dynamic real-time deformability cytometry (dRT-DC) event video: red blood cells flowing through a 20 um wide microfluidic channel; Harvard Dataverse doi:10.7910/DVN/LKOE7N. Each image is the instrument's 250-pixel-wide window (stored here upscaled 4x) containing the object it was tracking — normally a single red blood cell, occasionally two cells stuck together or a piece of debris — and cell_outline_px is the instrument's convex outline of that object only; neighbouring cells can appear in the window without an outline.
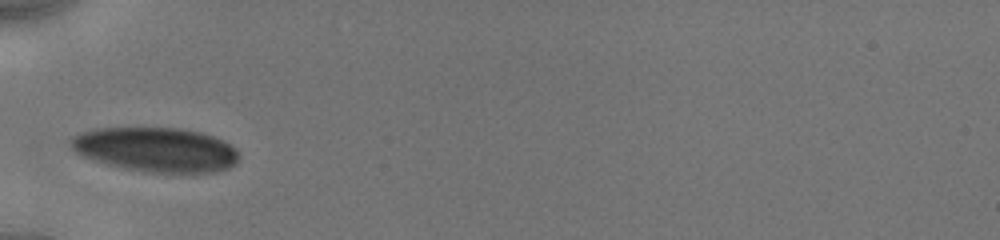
{"species": "human", "species_latin": "Homo sapiens", "temperature_condition": "cold", "stored_images_in_passage": 1, "camera_frame_rate_fps": 3000, "um_per_image_px": 0.085, "donor": {"sex": "male"}, "frame": {"image": 1, "passage_image": 1, "time_ms": 0.0, "image_size_px": [1000, 240], "cell_outline_px": [[240, 156], [228, 168], [216, 172], [148, 172], [124, 168], [92, 160], [80, 156], [72, 148], [72, 136], [80, 132], [92, 128], [180, 128], [200, 132], [212, 136], [228, 144]], "centroid_in_image_um": [13.19, 12.71], "position_along_channel_um": 71.8, "area_um2": 43.18}}